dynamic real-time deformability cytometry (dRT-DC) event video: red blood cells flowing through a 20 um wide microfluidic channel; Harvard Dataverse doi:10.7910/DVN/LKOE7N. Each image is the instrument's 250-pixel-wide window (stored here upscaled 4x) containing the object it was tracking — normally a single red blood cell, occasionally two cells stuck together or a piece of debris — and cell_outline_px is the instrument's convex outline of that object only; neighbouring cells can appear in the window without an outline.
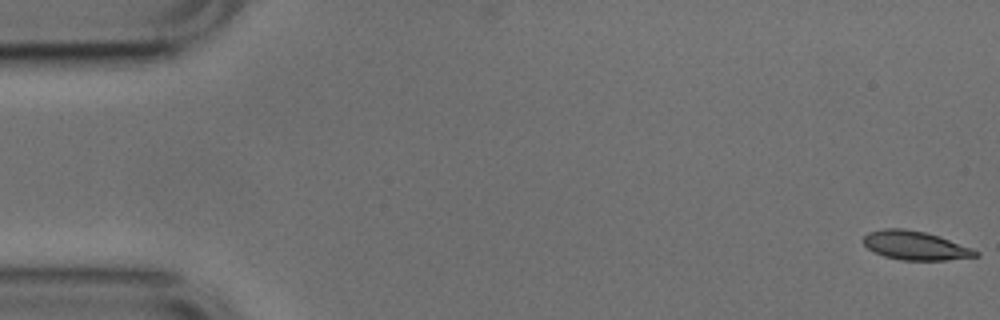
{"species": "common noctule bat (a hibernating species)", "species_latin": "Nyctalus noctula", "temperature_condition": "cold", "stored_images_in_passage": 5, "camera_frame_rate_fps": 3000, "um_per_image_px": 0.085, "animal": {"sex": "male", "body_mass_g": 17.9, "forearm_length_mm": 54.2}, "frame": {"image": 1, "passage_image": 1, "time_ms": 0.0, "image_size_px": [1000, 320], "cell_outline_px": [[980, 256], [948, 260], [900, 260], [884, 256], [868, 248], [864, 244], [864, 236], [868, 232], [884, 228], [904, 228], [924, 232], [940, 236], [972, 248], [980, 252]], "centroid_in_image_um": [77.83, 20.87], "position_along_channel_um": 7.2, "area_um2": 18.9}}
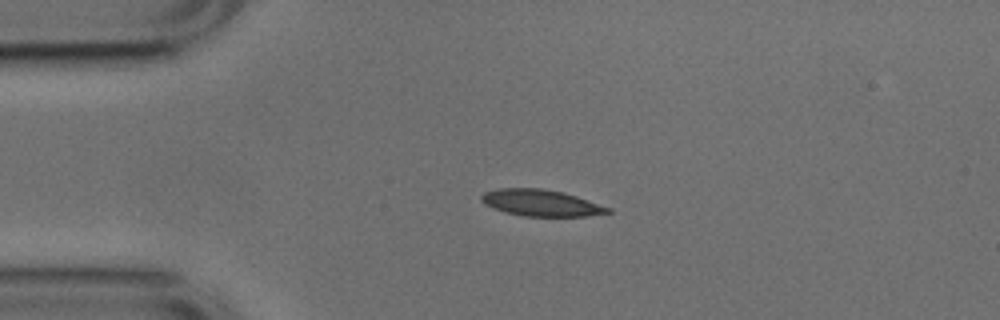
{"frame": {"image": 2, "passage_image": 4, "time_ms": 1.0, "image_size_px": [1000, 320], "cell_outline_px": [[612, 212], [588, 216], [524, 216], [504, 212], [484, 204], [480, 200], [480, 196], [484, 192], [500, 188], [540, 188], [564, 192], [612, 208]], "centroid_in_image_um": [45.98, 17.24], "position_along_channel_um": 39.0, "area_um2": 19.59}}